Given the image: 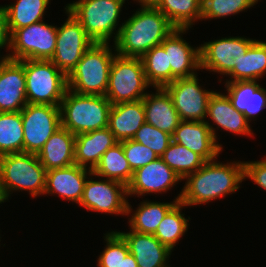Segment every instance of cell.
<instances>
[{"mask_svg": "<svg viewBox=\"0 0 266 267\" xmlns=\"http://www.w3.org/2000/svg\"><path fill=\"white\" fill-rule=\"evenodd\" d=\"M127 195V186L120 182L107 178L101 180L100 177L93 180L90 177L85 183L79 206L87 211L127 215Z\"/></svg>", "mask_w": 266, "mask_h": 267, "instance_id": "14", "label": "cell"}, {"mask_svg": "<svg viewBox=\"0 0 266 267\" xmlns=\"http://www.w3.org/2000/svg\"><path fill=\"white\" fill-rule=\"evenodd\" d=\"M256 41L245 37H225L200 46V69L226 75L238 67L242 55Z\"/></svg>", "mask_w": 266, "mask_h": 267, "instance_id": "13", "label": "cell"}, {"mask_svg": "<svg viewBox=\"0 0 266 267\" xmlns=\"http://www.w3.org/2000/svg\"><path fill=\"white\" fill-rule=\"evenodd\" d=\"M149 85L141 58L116 54L111 63L105 97L112 105L139 101L146 96Z\"/></svg>", "mask_w": 266, "mask_h": 267, "instance_id": "8", "label": "cell"}, {"mask_svg": "<svg viewBox=\"0 0 266 267\" xmlns=\"http://www.w3.org/2000/svg\"><path fill=\"white\" fill-rule=\"evenodd\" d=\"M119 267H138L134 256L129 252L124 259L121 260Z\"/></svg>", "mask_w": 266, "mask_h": 267, "instance_id": "42", "label": "cell"}, {"mask_svg": "<svg viewBox=\"0 0 266 267\" xmlns=\"http://www.w3.org/2000/svg\"><path fill=\"white\" fill-rule=\"evenodd\" d=\"M112 103L105 96L78 94L70 89L61 100V126L75 136L108 127Z\"/></svg>", "mask_w": 266, "mask_h": 267, "instance_id": "4", "label": "cell"}, {"mask_svg": "<svg viewBox=\"0 0 266 267\" xmlns=\"http://www.w3.org/2000/svg\"><path fill=\"white\" fill-rule=\"evenodd\" d=\"M137 1V3H151L153 0H134Z\"/></svg>", "mask_w": 266, "mask_h": 267, "instance_id": "44", "label": "cell"}, {"mask_svg": "<svg viewBox=\"0 0 266 267\" xmlns=\"http://www.w3.org/2000/svg\"><path fill=\"white\" fill-rule=\"evenodd\" d=\"M126 241L129 252L134 256L138 267H170V251L157 240L153 234L139 233L130 229L129 232H118Z\"/></svg>", "mask_w": 266, "mask_h": 267, "instance_id": "20", "label": "cell"}, {"mask_svg": "<svg viewBox=\"0 0 266 267\" xmlns=\"http://www.w3.org/2000/svg\"><path fill=\"white\" fill-rule=\"evenodd\" d=\"M197 75L178 78L163 88L170 95L182 121H205L209 99L214 92L203 89Z\"/></svg>", "mask_w": 266, "mask_h": 267, "instance_id": "12", "label": "cell"}, {"mask_svg": "<svg viewBox=\"0 0 266 267\" xmlns=\"http://www.w3.org/2000/svg\"><path fill=\"white\" fill-rule=\"evenodd\" d=\"M185 205L178 201L165 215L161 223L158 225L156 232L153 234L159 242L173 251L178 240L184 236L188 229V220L182 214V208Z\"/></svg>", "mask_w": 266, "mask_h": 267, "instance_id": "32", "label": "cell"}, {"mask_svg": "<svg viewBox=\"0 0 266 267\" xmlns=\"http://www.w3.org/2000/svg\"><path fill=\"white\" fill-rule=\"evenodd\" d=\"M182 181L160 157L133 172L131 182L127 186V196H145L150 193L167 192L177 182Z\"/></svg>", "mask_w": 266, "mask_h": 267, "instance_id": "16", "label": "cell"}, {"mask_svg": "<svg viewBox=\"0 0 266 267\" xmlns=\"http://www.w3.org/2000/svg\"><path fill=\"white\" fill-rule=\"evenodd\" d=\"M118 142L108 127L76 135L75 164L93 170L101 156Z\"/></svg>", "mask_w": 266, "mask_h": 267, "instance_id": "21", "label": "cell"}, {"mask_svg": "<svg viewBox=\"0 0 266 267\" xmlns=\"http://www.w3.org/2000/svg\"><path fill=\"white\" fill-rule=\"evenodd\" d=\"M189 29L176 28L160 44L168 52V66H171V82L178 78L197 75L200 69V47L190 46L181 36ZM195 71V72H194Z\"/></svg>", "mask_w": 266, "mask_h": 267, "instance_id": "18", "label": "cell"}, {"mask_svg": "<svg viewBox=\"0 0 266 267\" xmlns=\"http://www.w3.org/2000/svg\"><path fill=\"white\" fill-rule=\"evenodd\" d=\"M120 142L122 143L126 159L133 172L159 158L148 146L135 142L133 139Z\"/></svg>", "mask_w": 266, "mask_h": 267, "instance_id": "39", "label": "cell"}, {"mask_svg": "<svg viewBox=\"0 0 266 267\" xmlns=\"http://www.w3.org/2000/svg\"><path fill=\"white\" fill-rule=\"evenodd\" d=\"M145 122L143 100L111 106L108 128L119 142L132 139Z\"/></svg>", "mask_w": 266, "mask_h": 267, "instance_id": "26", "label": "cell"}, {"mask_svg": "<svg viewBox=\"0 0 266 267\" xmlns=\"http://www.w3.org/2000/svg\"><path fill=\"white\" fill-rule=\"evenodd\" d=\"M21 111L0 112V156L23 152Z\"/></svg>", "mask_w": 266, "mask_h": 267, "instance_id": "34", "label": "cell"}, {"mask_svg": "<svg viewBox=\"0 0 266 267\" xmlns=\"http://www.w3.org/2000/svg\"><path fill=\"white\" fill-rule=\"evenodd\" d=\"M109 43H93L67 76L68 89L83 95L105 96L112 60Z\"/></svg>", "mask_w": 266, "mask_h": 267, "instance_id": "3", "label": "cell"}, {"mask_svg": "<svg viewBox=\"0 0 266 267\" xmlns=\"http://www.w3.org/2000/svg\"><path fill=\"white\" fill-rule=\"evenodd\" d=\"M259 0H202V18L219 19L239 14L253 7Z\"/></svg>", "mask_w": 266, "mask_h": 267, "instance_id": "36", "label": "cell"}, {"mask_svg": "<svg viewBox=\"0 0 266 267\" xmlns=\"http://www.w3.org/2000/svg\"><path fill=\"white\" fill-rule=\"evenodd\" d=\"M93 176L117 181L125 186L131 182L133 171L126 159L121 142L110 147L92 170Z\"/></svg>", "mask_w": 266, "mask_h": 267, "instance_id": "29", "label": "cell"}, {"mask_svg": "<svg viewBox=\"0 0 266 267\" xmlns=\"http://www.w3.org/2000/svg\"><path fill=\"white\" fill-rule=\"evenodd\" d=\"M65 11L68 18L61 27H57L56 48L50 61L68 76L94 42L81 23L66 8Z\"/></svg>", "mask_w": 266, "mask_h": 267, "instance_id": "11", "label": "cell"}, {"mask_svg": "<svg viewBox=\"0 0 266 267\" xmlns=\"http://www.w3.org/2000/svg\"><path fill=\"white\" fill-rule=\"evenodd\" d=\"M244 178H249L266 190V158L260 161H244Z\"/></svg>", "mask_w": 266, "mask_h": 267, "instance_id": "40", "label": "cell"}, {"mask_svg": "<svg viewBox=\"0 0 266 267\" xmlns=\"http://www.w3.org/2000/svg\"><path fill=\"white\" fill-rule=\"evenodd\" d=\"M155 89V94L147 93L142 99L146 123L172 136L182 120L167 91L163 87Z\"/></svg>", "mask_w": 266, "mask_h": 267, "instance_id": "22", "label": "cell"}, {"mask_svg": "<svg viewBox=\"0 0 266 267\" xmlns=\"http://www.w3.org/2000/svg\"><path fill=\"white\" fill-rule=\"evenodd\" d=\"M93 177L92 170L72 164L67 167L46 171L45 194L61 196L62 199L80 203L88 177Z\"/></svg>", "mask_w": 266, "mask_h": 267, "instance_id": "19", "label": "cell"}, {"mask_svg": "<svg viewBox=\"0 0 266 267\" xmlns=\"http://www.w3.org/2000/svg\"><path fill=\"white\" fill-rule=\"evenodd\" d=\"M57 26L44 21L16 29L11 34V53L4 57L11 60H50L56 48Z\"/></svg>", "mask_w": 266, "mask_h": 267, "instance_id": "9", "label": "cell"}, {"mask_svg": "<svg viewBox=\"0 0 266 267\" xmlns=\"http://www.w3.org/2000/svg\"><path fill=\"white\" fill-rule=\"evenodd\" d=\"M140 8L117 29L114 48L118 55L141 58L176 28L152 3H139Z\"/></svg>", "mask_w": 266, "mask_h": 267, "instance_id": "1", "label": "cell"}, {"mask_svg": "<svg viewBox=\"0 0 266 267\" xmlns=\"http://www.w3.org/2000/svg\"><path fill=\"white\" fill-rule=\"evenodd\" d=\"M180 198L181 192L170 203L146 200L140 202L135 211H132V206L127 202V215L133 212L129 218L130 229L139 233L154 234L167 212L180 201Z\"/></svg>", "mask_w": 266, "mask_h": 267, "instance_id": "27", "label": "cell"}, {"mask_svg": "<svg viewBox=\"0 0 266 267\" xmlns=\"http://www.w3.org/2000/svg\"><path fill=\"white\" fill-rule=\"evenodd\" d=\"M10 49L11 34L8 27V17L4 6H0V49Z\"/></svg>", "mask_w": 266, "mask_h": 267, "instance_id": "41", "label": "cell"}, {"mask_svg": "<svg viewBox=\"0 0 266 267\" xmlns=\"http://www.w3.org/2000/svg\"><path fill=\"white\" fill-rule=\"evenodd\" d=\"M216 128L209 121H181L172 134V141L179 143L206 162L217 159L222 145L217 141Z\"/></svg>", "mask_w": 266, "mask_h": 267, "instance_id": "15", "label": "cell"}, {"mask_svg": "<svg viewBox=\"0 0 266 267\" xmlns=\"http://www.w3.org/2000/svg\"><path fill=\"white\" fill-rule=\"evenodd\" d=\"M49 2L50 0H17L11 5H5L10 34L16 29L43 21Z\"/></svg>", "mask_w": 266, "mask_h": 267, "instance_id": "31", "label": "cell"}, {"mask_svg": "<svg viewBox=\"0 0 266 267\" xmlns=\"http://www.w3.org/2000/svg\"><path fill=\"white\" fill-rule=\"evenodd\" d=\"M76 136L64 127L58 128L37 153L46 171L75 164Z\"/></svg>", "mask_w": 266, "mask_h": 267, "instance_id": "25", "label": "cell"}, {"mask_svg": "<svg viewBox=\"0 0 266 267\" xmlns=\"http://www.w3.org/2000/svg\"><path fill=\"white\" fill-rule=\"evenodd\" d=\"M183 180L187 175L196 172L206 161L187 147L171 141L160 157Z\"/></svg>", "mask_w": 266, "mask_h": 267, "instance_id": "33", "label": "cell"}, {"mask_svg": "<svg viewBox=\"0 0 266 267\" xmlns=\"http://www.w3.org/2000/svg\"><path fill=\"white\" fill-rule=\"evenodd\" d=\"M6 201H7V199H6V197H5L4 193H3L1 182H0V204L4 203Z\"/></svg>", "mask_w": 266, "mask_h": 267, "instance_id": "43", "label": "cell"}, {"mask_svg": "<svg viewBox=\"0 0 266 267\" xmlns=\"http://www.w3.org/2000/svg\"><path fill=\"white\" fill-rule=\"evenodd\" d=\"M23 152L37 154L53 133L61 127L60 106L27 104L21 110Z\"/></svg>", "mask_w": 266, "mask_h": 267, "instance_id": "10", "label": "cell"}, {"mask_svg": "<svg viewBox=\"0 0 266 267\" xmlns=\"http://www.w3.org/2000/svg\"><path fill=\"white\" fill-rule=\"evenodd\" d=\"M24 66L17 60H0V112H19L27 105Z\"/></svg>", "mask_w": 266, "mask_h": 267, "instance_id": "17", "label": "cell"}, {"mask_svg": "<svg viewBox=\"0 0 266 267\" xmlns=\"http://www.w3.org/2000/svg\"><path fill=\"white\" fill-rule=\"evenodd\" d=\"M180 202L186 207L226 197L240 188L244 178V161L220 163L216 159L206 162L196 172L187 175Z\"/></svg>", "mask_w": 266, "mask_h": 267, "instance_id": "2", "label": "cell"}, {"mask_svg": "<svg viewBox=\"0 0 266 267\" xmlns=\"http://www.w3.org/2000/svg\"><path fill=\"white\" fill-rule=\"evenodd\" d=\"M106 247L97 260L98 267H119L121 260L129 253V248L124 238L117 232L111 231L104 234Z\"/></svg>", "mask_w": 266, "mask_h": 267, "instance_id": "37", "label": "cell"}, {"mask_svg": "<svg viewBox=\"0 0 266 267\" xmlns=\"http://www.w3.org/2000/svg\"><path fill=\"white\" fill-rule=\"evenodd\" d=\"M29 104L60 106L68 89L67 76L50 60H20Z\"/></svg>", "mask_w": 266, "mask_h": 267, "instance_id": "7", "label": "cell"}, {"mask_svg": "<svg viewBox=\"0 0 266 267\" xmlns=\"http://www.w3.org/2000/svg\"><path fill=\"white\" fill-rule=\"evenodd\" d=\"M227 96L232 105L250 122L266 108V89L257 81H234L225 83Z\"/></svg>", "mask_w": 266, "mask_h": 267, "instance_id": "24", "label": "cell"}, {"mask_svg": "<svg viewBox=\"0 0 266 267\" xmlns=\"http://www.w3.org/2000/svg\"><path fill=\"white\" fill-rule=\"evenodd\" d=\"M266 74V42L256 40L247 50L245 55H242L238 67L227 74L229 80L234 81H259V78Z\"/></svg>", "mask_w": 266, "mask_h": 267, "instance_id": "30", "label": "cell"}, {"mask_svg": "<svg viewBox=\"0 0 266 267\" xmlns=\"http://www.w3.org/2000/svg\"><path fill=\"white\" fill-rule=\"evenodd\" d=\"M151 3L178 29L192 28L202 18V0H153Z\"/></svg>", "mask_w": 266, "mask_h": 267, "instance_id": "28", "label": "cell"}, {"mask_svg": "<svg viewBox=\"0 0 266 267\" xmlns=\"http://www.w3.org/2000/svg\"><path fill=\"white\" fill-rule=\"evenodd\" d=\"M210 120L217 124V129L236 135H253L250 122L243 113L239 112L224 93L214 91L209 99L207 115Z\"/></svg>", "mask_w": 266, "mask_h": 267, "instance_id": "23", "label": "cell"}, {"mask_svg": "<svg viewBox=\"0 0 266 267\" xmlns=\"http://www.w3.org/2000/svg\"><path fill=\"white\" fill-rule=\"evenodd\" d=\"M145 76L150 86L164 87L171 83V66H168V52L155 46L141 57Z\"/></svg>", "mask_w": 266, "mask_h": 267, "instance_id": "35", "label": "cell"}, {"mask_svg": "<svg viewBox=\"0 0 266 267\" xmlns=\"http://www.w3.org/2000/svg\"><path fill=\"white\" fill-rule=\"evenodd\" d=\"M132 139L148 146L158 157H161L172 141V136L145 122Z\"/></svg>", "mask_w": 266, "mask_h": 267, "instance_id": "38", "label": "cell"}, {"mask_svg": "<svg viewBox=\"0 0 266 267\" xmlns=\"http://www.w3.org/2000/svg\"><path fill=\"white\" fill-rule=\"evenodd\" d=\"M126 0H79L68 3L66 10L82 25L94 43H109L118 34L120 12ZM115 36H114V35Z\"/></svg>", "mask_w": 266, "mask_h": 267, "instance_id": "6", "label": "cell"}, {"mask_svg": "<svg viewBox=\"0 0 266 267\" xmlns=\"http://www.w3.org/2000/svg\"><path fill=\"white\" fill-rule=\"evenodd\" d=\"M46 169L37 154L18 152L0 156V182L8 200L13 191H28L32 197L44 195Z\"/></svg>", "mask_w": 266, "mask_h": 267, "instance_id": "5", "label": "cell"}]
</instances>
